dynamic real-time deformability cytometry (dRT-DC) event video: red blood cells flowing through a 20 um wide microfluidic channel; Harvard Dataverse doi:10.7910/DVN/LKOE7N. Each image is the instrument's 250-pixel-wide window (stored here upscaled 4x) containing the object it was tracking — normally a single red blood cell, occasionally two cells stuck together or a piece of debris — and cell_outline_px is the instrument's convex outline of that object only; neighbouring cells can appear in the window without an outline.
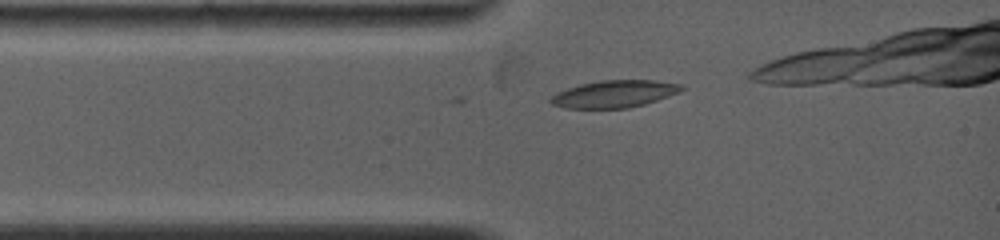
{"species": "common noctule bat (a hibernating species)", "species_latin": "Nyctalus noctula", "temperature_condition": "warm", "stored_images_in_passage": 2, "camera_frame_rate_fps": 5000, "um_per_image_px": 0.085, "animal": {"sex": "female", "body_mass_g": 19.0, "forearm_length_mm": 53.3}, "frame": {"image": 1, "passage_image": 2, "time_ms": 0.6, "image_size_px": [1000, 240], "cell_outline_px": [[684, 88], [680, 92], [644, 104], [628, 108], [564, 108], [552, 104], [548, 100], [552, 96], [568, 88], [580, 84], [600, 80], [656, 80], [680, 84]], "centroid_in_image_um": [52.22, 7.98], "position_along_channel_um": 32.8, "area_um2": 20.58}}